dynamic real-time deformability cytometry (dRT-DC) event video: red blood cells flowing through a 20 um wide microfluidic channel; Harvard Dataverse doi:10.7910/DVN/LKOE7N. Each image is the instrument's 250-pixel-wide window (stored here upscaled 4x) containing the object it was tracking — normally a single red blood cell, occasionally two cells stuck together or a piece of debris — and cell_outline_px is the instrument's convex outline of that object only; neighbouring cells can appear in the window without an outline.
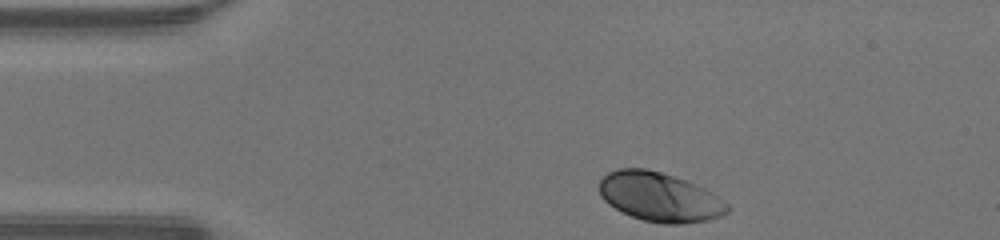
{"species": "human", "species_latin": "Homo sapiens", "temperature_condition": "warm", "stored_images_in_passage": 32, "camera_frame_rate_fps": 3000, "um_per_image_px": 0.085, "donor": {"sex": "male"}, "frame": {"image": 1, "passage_image": 1, "time_ms": 0.0, "image_size_px": [1000, 240], "cell_outline_px": [[732, 208], [728, 212], [720, 216], [708, 220], [680, 224], [664, 224], [644, 220], [632, 216], [608, 204], [600, 196], [600, 180], [608, 172], [620, 168], [644, 168], [660, 172], [696, 184], [712, 192], [728, 204]], "centroid_in_image_um": [56.09, 16.75], "position_along_channel_um": 28.9, "area_um2": 36.53}}
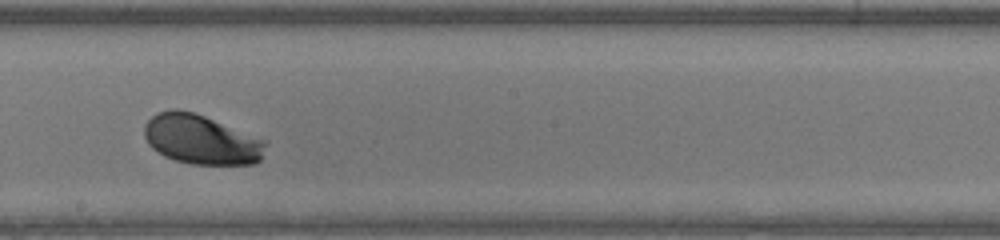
{"frame": {"image": 2, "passage_image": 19, "time_ms": 6.0, "image_size_px": [1000, 240], "cell_outline_px": [[268, 140], [260, 160], [256, 164], [192, 164], [176, 160], [164, 156], [152, 148], [148, 144], [144, 136], [144, 124], [156, 112], [172, 108], [176, 108], [192, 112], [204, 116]], "centroid_in_image_um": [17.09, 11.85], "position_along_channel_um": 231.1, "area_um2": 35.2}}
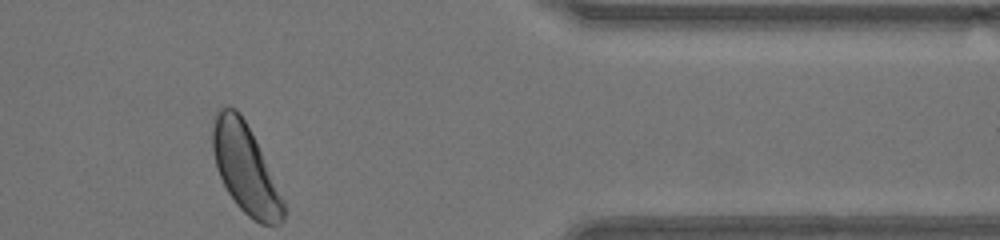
{"frame": {"image": 3, "passage_image": 32, "time_ms": 10.333, "image_size_px": [1000, 240], "cell_outline_px": [[288, 212], [284, 220], [280, 224], [260, 224], [248, 216], [236, 204], [228, 192], [216, 168], [212, 148], [212, 132], [216, 112], [220, 108], [236, 108], [240, 112], [284, 200]], "centroid_in_image_um": [20.86, 14.4], "position_along_channel_um": 390.5, "area_um2": 36.01}, "authors_computed_cell_mechanics": {"area_um2": 35.3158, "velocity_mm_per_s": 4.2872, "shape_relaxation_time_tau1_ms": 1.4281, "shape_relaxation_time_tau2_ms": null, "deformation_change_tau1": 0.1185, "deformation_change_tau2": null}}